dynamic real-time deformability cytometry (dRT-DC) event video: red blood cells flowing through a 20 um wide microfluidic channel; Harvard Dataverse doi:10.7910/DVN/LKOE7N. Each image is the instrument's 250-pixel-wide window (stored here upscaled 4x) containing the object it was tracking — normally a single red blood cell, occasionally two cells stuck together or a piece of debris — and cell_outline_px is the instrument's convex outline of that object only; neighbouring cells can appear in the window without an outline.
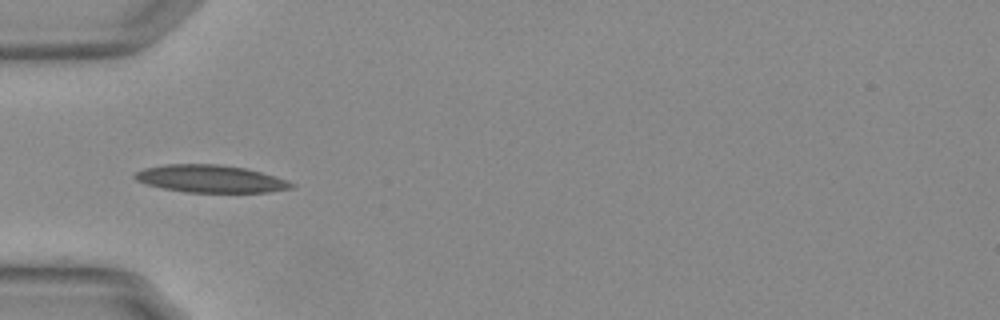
{"species": "Egyptian fruit bat (a non-hibernating species)", "species_latin": "Rousettus aegyptiacus", "temperature_condition": "warm", "stored_images_in_passage": 38, "camera_frame_rate_fps": 3000, "um_per_image_px": 0.085, "animal": {"sex": "female"}, "frame": {"image": 1, "passage_image": 1, "time_ms": 0.0, "image_size_px": [1000, 320], "cell_outline_px": [[296, 184], [292, 188], [268, 192], [184, 192], [164, 188], [148, 184], [136, 180], [132, 176], [136, 172], [144, 168], [164, 164], [220, 164], [244, 168], [260, 172]], "centroid_in_image_um": [17.85, 15.19], "position_along_channel_um": 67.2, "area_um2": 24.8}}
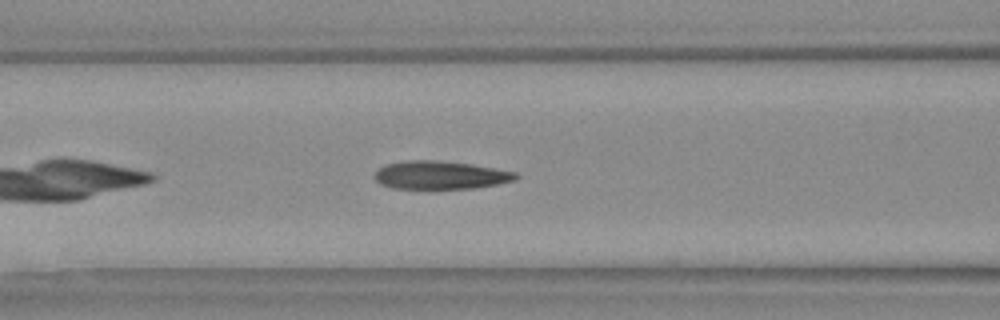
{"frame": {"image": 2, "passage_image": 6, "time_ms": 1.667, "image_size_px": [1000, 320], "cell_outline_px": [[520, 176], [516, 180], [476, 188], [432, 192], [428, 192], [392, 188], [380, 184], [376, 180], [376, 172], [380, 168], [388, 164], [408, 160], [432, 160], [472, 164], [516, 172]], "centroid_in_image_um": [37.44, 14.95], "position_along_channel_um": 129.2, "area_um2": 24.16}}
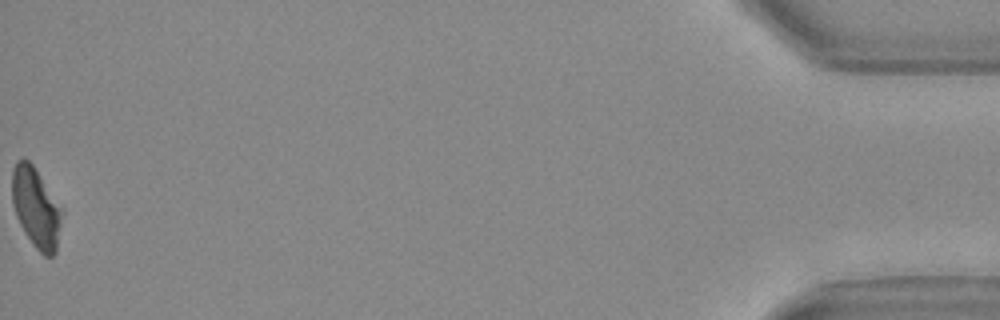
{"frame": {"image": 3, "passage_image": 38, "time_ms": 12.333, "image_size_px": [1000, 320], "cell_outline_px": [[64, 212], [56, 252], [52, 256], [44, 256], [32, 244], [20, 224], [16, 216], [12, 204], [12, 168], [16, 160], [24, 156], [32, 164], [64, 208]], "centroid_in_image_um": [3.08, 17.63], "position_along_channel_um": 432.1, "area_um2": 23.81}, "authors_computed_cell_mechanics": {"area_um2": 23.8136, "velocity_mm_per_s": 3.75, "shape_relaxation_time_tau1_ms": null, "shape_relaxation_time_tau2_ms": 2.0263, "deformation_change_tau1": null, "deformation_change_tau2": 0.1028}}